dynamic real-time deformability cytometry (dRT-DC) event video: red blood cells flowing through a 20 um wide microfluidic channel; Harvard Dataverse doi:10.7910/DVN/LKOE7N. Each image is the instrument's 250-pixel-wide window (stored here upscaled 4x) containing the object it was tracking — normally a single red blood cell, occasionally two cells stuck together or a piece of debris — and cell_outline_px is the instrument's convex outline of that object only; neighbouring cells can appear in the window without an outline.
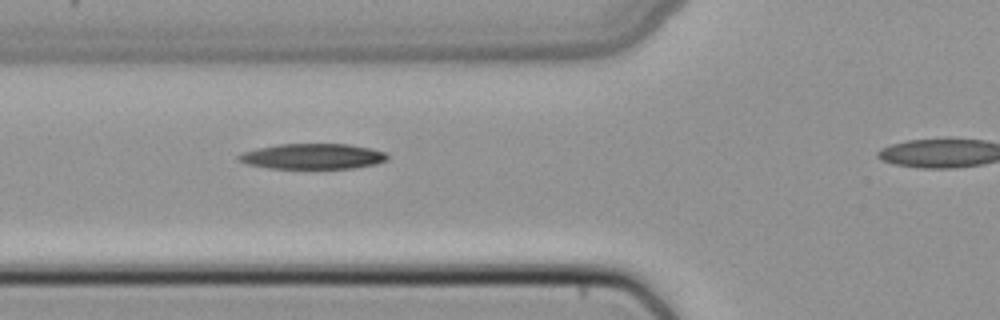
{"species": "common noctule bat (a hibernating species)", "species_latin": "Nyctalus noctula", "temperature_condition": "cold", "stored_images_in_passage": 37, "camera_frame_rate_fps": 3000, "um_per_image_px": 0.085, "animal": {"sex": "female", "body_mass_g": 22.7, "forearm_length_mm": 54.2}, "frame": {"image": 1, "passage_image": 13, "time_ms": 4.0, "image_size_px": [1000, 320], "cell_outline_px": [[388, 160], [376, 164], [356, 168], [268, 168], [248, 164], [236, 160], [236, 156], [240, 152], [256, 148], [276, 144], [348, 144], [372, 148], [388, 152]], "centroid_in_image_um": [26.58, 13.28], "position_along_channel_um": 99.2, "area_um2": 22.43}}
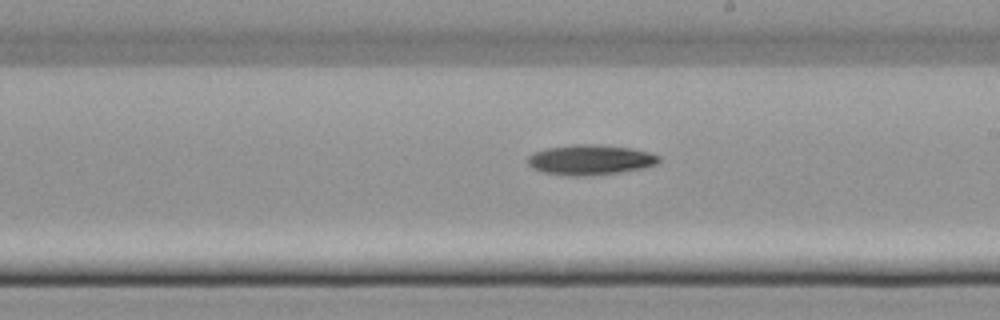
{"frame": {"image": 2, "passage_image": 23, "time_ms": 7.333, "image_size_px": [1000, 320], "cell_outline_px": [[660, 164], [644, 168], [620, 172], [584, 176], [564, 176], [544, 172], [532, 168], [528, 164], [528, 156], [532, 152], [548, 148], [572, 144], [592, 144], [632, 148], [648, 152], [660, 156]], "centroid_in_image_um": [50.18, 13.59], "position_along_channel_um": 238.8, "area_um2": 23.24}}
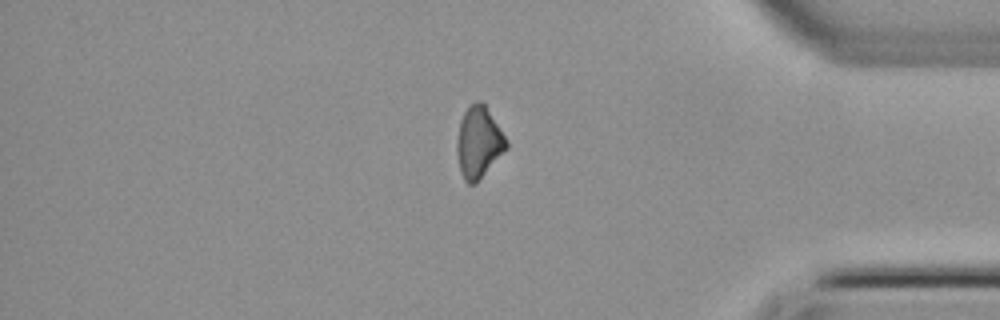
{"frame": {"image": 3, "passage_image": 36, "time_ms": 11.667, "image_size_px": [1000, 320], "cell_outline_px": [[508, 148], [476, 184], [468, 184], [464, 180], [460, 172], [456, 152], [456, 140], [460, 120], [468, 104], [476, 100], [480, 100], [484, 104], [508, 140]], "centroid_in_image_um": [40.67, 12.1], "position_along_channel_um": 394.5, "area_um2": 20.92}}